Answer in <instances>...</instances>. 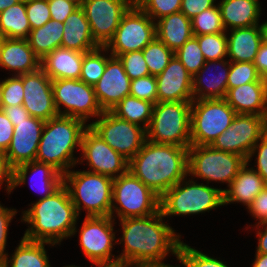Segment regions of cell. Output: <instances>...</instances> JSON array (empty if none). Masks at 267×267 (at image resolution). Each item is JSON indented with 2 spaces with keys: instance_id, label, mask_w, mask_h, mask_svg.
<instances>
[{
  "instance_id": "56",
  "label": "cell",
  "mask_w": 267,
  "mask_h": 267,
  "mask_svg": "<svg viewBox=\"0 0 267 267\" xmlns=\"http://www.w3.org/2000/svg\"><path fill=\"white\" fill-rule=\"evenodd\" d=\"M1 110L6 114L11 122H21L31 116L23 105L2 106Z\"/></svg>"
},
{
  "instance_id": "14",
  "label": "cell",
  "mask_w": 267,
  "mask_h": 267,
  "mask_svg": "<svg viewBox=\"0 0 267 267\" xmlns=\"http://www.w3.org/2000/svg\"><path fill=\"white\" fill-rule=\"evenodd\" d=\"M112 149L130 161L146 141V130L104 111L96 121L87 124Z\"/></svg>"
},
{
  "instance_id": "37",
  "label": "cell",
  "mask_w": 267,
  "mask_h": 267,
  "mask_svg": "<svg viewBox=\"0 0 267 267\" xmlns=\"http://www.w3.org/2000/svg\"><path fill=\"white\" fill-rule=\"evenodd\" d=\"M145 62L150 75H159L169 64L174 56V51L169 49L163 42L155 38L146 45L143 50Z\"/></svg>"
},
{
  "instance_id": "19",
  "label": "cell",
  "mask_w": 267,
  "mask_h": 267,
  "mask_svg": "<svg viewBox=\"0 0 267 267\" xmlns=\"http://www.w3.org/2000/svg\"><path fill=\"white\" fill-rule=\"evenodd\" d=\"M13 136L5 152L9 166L15 167L35 161L45 121L30 116L21 122H12Z\"/></svg>"
},
{
  "instance_id": "50",
  "label": "cell",
  "mask_w": 267,
  "mask_h": 267,
  "mask_svg": "<svg viewBox=\"0 0 267 267\" xmlns=\"http://www.w3.org/2000/svg\"><path fill=\"white\" fill-rule=\"evenodd\" d=\"M51 19L64 23L66 18L79 8L76 3L66 0H48Z\"/></svg>"
},
{
  "instance_id": "66",
  "label": "cell",
  "mask_w": 267,
  "mask_h": 267,
  "mask_svg": "<svg viewBox=\"0 0 267 267\" xmlns=\"http://www.w3.org/2000/svg\"><path fill=\"white\" fill-rule=\"evenodd\" d=\"M5 39V37H4V35H3V33H2V31H1V29H0V46H1V44H2V41Z\"/></svg>"
},
{
  "instance_id": "5",
  "label": "cell",
  "mask_w": 267,
  "mask_h": 267,
  "mask_svg": "<svg viewBox=\"0 0 267 267\" xmlns=\"http://www.w3.org/2000/svg\"><path fill=\"white\" fill-rule=\"evenodd\" d=\"M63 184L78 216L82 209L86 210L87 217L111 215L113 178L85 170H69L63 175Z\"/></svg>"
},
{
  "instance_id": "12",
  "label": "cell",
  "mask_w": 267,
  "mask_h": 267,
  "mask_svg": "<svg viewBox=\"0 0 267 267\" xmlns=\"http://www.w3.org/2000/svg\"><path fill=\"white\" fill-rule=\"evenodd\" d=\"M54 103L58 115L82 120L99 117L104 111L99 105L94 87L79 79L52 80ZM61 106H63V111Z\"/></svg>"
},
{
  "instance_id": "23",
  "label": "cell",
  "mask_w": 267,
  "mask_h": 267,
  "mask_svg": "<svg viewBox=\"0 0 267 267\" xmlns=\"http://www.w3.org/2000/svg\"><path fill=\"white\" fill-rule=\"evenodd\" d=\"M224 99L236 114L267 116V81L260 78L258 81L227 89Z\"/></svg>"
},
{
  "instance_id": "26",
  "label": "cell",
  "mask_w": 267,
  "mask_h": 267,
  "mask_svg": "<svg viewBox=\"0 0 267 267\" xmlns=\"http://www.w3.org/2000/svg\"><path fill=\"white\" fill-rule=\"evenodd\" d=\"M245 163L227 189H223L224 205L230 203H243L249 206L253 199L267 186L263 178Z\"/></svg>"
},
{
  "instance_id": "13",
  "label": "cell",
  "mask_w": 267,
  "mask_h": 267,
  "mask_svg": "<svg viewBox=\"0 0 267 267\" xmlns=\"http://www.w3.org/2000/svg\"><path fill=\"white\" fill-rule=\"evenodd\" d=\"M156 38V24L136 3L123 15L114 37L105 46L118 57L127 52L143 50Z\"/></svg>"
},
{
  "instance_id": "34",
  "label": "cell",
  "mask_w": 267,
  "mask_h": 267,
  "mask_svg": "<svg viewBox=\"0 0 267 267\" xmlns=\"http://www.w3.org/2000/svg\"><path fill=\"white\" fill-rule=\"evenodd\" d=\"M0 29L5 38L27 39L31 26L26 14V0L0 12Z\"/></svg>"
},
{
  "instance_id": "55",
  "label": "cell",
  "mask_w": 267,
  "mask_h": 267,
  "mask_svg": "<svg viewBox=\"0 0 267 267\" xmlns=\"http://www.w3.org/2000/svg\"><path fill=\"white\" fill-rule=\"evenodd\" d=\"M256 69L263 80L267 81V45L261 43L257 55L253 61Z\"/></svg>"
},
{
  "instance_id": "44",
  "label": "cell",
  "mask_w": 267,
  "mask_h": 267,
  "mask_svg": "<svg viewBox=\"0 0 267 267\" xmlns=\"http://www.w3.org/2000/svg\"><path fill=\"white\" fill-rule=\"evenodd\" d=\"M22 75H12L2 80V106H16L23 104Z\"/></svg>"
},
{
  "instance_id": "18",
  "label": "cell",
  "mask_w": 267,
  "mask_h": 267,
  "mask_svg": "<svg viewBox=\"0 0 267 267\" xmlns=\"http://www.w3.org/2000/svg\"><path fill=\"white\" fill-rule=\"evenodd\" d=\"M23 106L28 113L43 121L58 115L52 91V80L40 67L38 70L22 74Z\"/></svg>"
},
{
  "instance_id": "65",
  "label": "cell",
  "mask_w": 267,
  "mask_h": 267,
  "mask_svg": "<svg viewBox=\"0 0 267 267\" xmlns=\"http://www.w3.org/2000/svg\"><path fill=\"white\" fill-rule=\"evenodd\" d=\"M1 94H2V81H0V110L2 109V98H1Z\"/></svg>"
},
{
  "instance_id": "32",
  "label": "cell",
  "mask_w": 267,
  "mask_h": 267,
  "mask_svg": "<svg viewBox=\"0 0 267 267\" xmlns=\"http://www.w3.org/2000/svg\"><path fill=\"white\" fill-rule=\"evenodd\" d=\"M46 244L55 245L49 242L29 241L22 237L12 256L7 255L5 258L8 267H52L45 249Z\"/></svg>"
},
{
  "instance_id": "68",
  "label": "cell",
  "mask_w": 267,
  "mask_h": 267,
  "mask_svg": "<svg viewBox=\"0 0 267 267\" xmlns=\"http://www.w3.org/2000/svg\"><path fill=\"white\" fill-rule=\"evenodd\" d=\"M265 134H267V118H266V133Z\"/></svg>"
},
{
  "instance_id": "28",
  "label": "cell",
  "mask_w": 267,
  "mask_h": 267,
  "mask_svg": "<svg viewBox=\"0 0 267 267\" xmlns=\"http://www.w3.org/2000/svg\"><path fill=\"white\" fill-rule=\"evenodd\" d=\"M85 53L63 47L56 48L41 59V68L51 80L79 79Z\"/></svg>"
},
{
  "instance_id": "6",
  "label": "cell",
  "mask_w": 267,
  "mask_h": 267,
  "mask_svg": "<svg viewBox=\"0 0 267 267\" xmlns=\"http://www.w3.org/2000/svg\"><path fill=\"white\" fill-rule=\"evenodd\" d=\"M191 178L182 179L160 197V211L164 217L190 216L224 206L223 189L196 183Z\"/></svg>"
},
{
  "instance_id": "3",
  "label": "cell",
  "mask_w": 267,
  "mask_h": 267,
  "mask_svg": "<svg viewBox=\"0 0 267 267\" xmlns=\"http://www.w3.org/2000/svg\"><path fill=\"white\" fill-rule=\"evenodd\" d=\"M128 170L158 196L188 176V148L146 139Z\"/></svg>"
},
{
  "instance_id": "8",
  "label": "cell",
  "mask_w": 267,
  "mask_h": 267,
  "mask_svg": "<svg viewBox=\"0 0 267 267\" xmlns=\"http://www.w3.org/2000/svg\"><path fill=\"white\" fill-rule=\"evenodd\" d=\"M160 211V196L129 170L113 179L111 217H147ZM114 212L115 215L114 216ZM114 216V217H113Z\"/></svg>"
},
{
  "instance_id": "40",
  "label": "cell",
  "mask_w": 267,
  "mask_h": 267,
  "mask_svg": "<svg viewBox=\"0 0 267 267\" xmlns=\"http://www.w3.org/2000/svg\"><path fill=\"white\" fill-rule=\"evenodd\" d=\"M206 61H215L227 57L226 32L195 36Z\"/></svg>"
},
{
  "instance_id": "9",
  "label": "cell",
  "mask_w": 267,
  "mask_h": 267,
  "mask_svg": "<svg viewBox=\"0 0 267 267\" xmlns=\"http://www.w3.org/2000/svg\"><path fill=\"white\" fill-rule=\"evenodd\" d=\"M247 159L243 156L214 149L211 145H191L188 148V176L227 183L229 186Z\"/></svg>"
},
{
  "instance_id": "17",
  "label": "cell",
  "mask_w": 267,
  "mask_h": 267,
  "mask_svg": "<svg viewBox=\"0 0 267 267\" xmlns=\"http://www.w3.org/2000/svg\"><path fill=\"white\" fill-rule=\"evenodd\" d=\"M133 0H84L82 8L89 22L93 39L106 46L114 37L123 15L134 4Z\"/></svg>"
},
{
  "instance_id": "47",
  "label": "cell",
  "mask_w": 267,
  "mask_h": 267,
  "mask_svg": "<svg viewBox=\"0 0 267 267\" xmlns=\"http://www.w3.org/2000/svg\"><path fill=\"white\" fill-rule=\"evenodd\" d=\"M26 14L31 29L43 26L51 20L48 0H26Z\"/></svg>"
},
{
  "instance_id": "29",
  "label": "cell",
  "mask_w": 267,
  "mask_h": 267,
  "mask_svg": "<svg viewBox=\"0 0 267 267\" xmlns=\"http://www.w3.org/2000/svg\"><path fill=\"white\" fill-rule=\"evenodd\" d=\"M63 29V48L89 52L100 46L93 39L89 22L81 6L66 18Z\"/></svg>"
},
{
  "instance_id": "30",
  "label": "cell",
  "mask_w": 267,
  "mask_h": 267,
  "mask_svg": "<svg viewBox=\"0 0 267 267\" xmlns=\"http://www.w3.org/2000/svg\"><path fill=\"white\" fill-rule=\"evenodd\" d=\"M218 6L226 32L259 25L262 14L259 0H221Z\"/></svg>"
},
{
  "instance_id": "20",
  "label": "cell",
  "mask_w": 267,
  "mask_h": 267,
  "mask_svg": "<svg viewBox=\"0 0 267 267\" xmlns=\"http://www.w3.org/2000/svg\"><path fill=\"white\" fill-rule=\"evenodd\" d=\"M106 68L93 86L103 111H111L124 97L130 95L131 79L126 74L119 57L108 55Z\"/></svg>"
},
{
  "instance_id": "39",
  "label": "cell",
  "mask_w": 267,
  "mask_h": 267,
  "mask_svg": "<svg viewBox=\"0 0 267 267\" xmlns=\"http://www.w3.org/2000/svg\"><path fill=\"white\" fill-rule=\"evenodd\" d=\"M174 55L192 76H194L206 62L199 47L198 39L195 36L187 40L177 49Z\"/></svg>"
},
{
  "instance_id": "42",
  "label": "cell",
  "mask_w": 267,
  "mask_h": 267,
  "mask_svg": "<svg viewBox=\"0 0 267 267\" xmlns=\"http://www.w3.org/2000/svg\"><path fill=\"white\" fill-rule=\"evenodd\" d=\"M261 78L256 66L251 62H230L228 74V89L238 87L242 84L258 81Z\"/></svg>"
},
{
  "instance_id": "67",
  "label": "cell",
  "mask_w": 267,
  "mask_h": 267,
  "mask_svg": "<svg viewBox=\"0 0 267 267\" xmlns=\"http://www.w3.org/2000/svg\"><path fill=\"white\" fill-rule=\"evenodd\" d=\"M63 267H81V266L67 265V266H63Z\"/></svg>"
},
{
  "instance_id": "63",
  "label": "cell",
  "mask_w": 267,
  "mask_h": 267,
  "mask_svg": "<svg viewBox=\"0 0 267 267\" xmlns=\"http://www.w3.org/2000/svg\"><path fill=\"white\" fill-rule=\"evenodd\" d=\"M0 267H8L7 259H0Z\"/></svg>"
},
{
  "instance_id": "33",
  "label": "cell",
  "mask_w": 267,
  "mask_h": 267,
  "mask_svg": "<svg viewBox=\"0 0 267 267\" xmlns=\"http://www.w3.org/2000/svg\"><path fill=\"white\" fill-rule=\"evenodd\" d=\"M64 23L49 20L43 26L31 29L27 37L34 53L43 59L48 53L61 47Z\"/></svg>"
},
{
  "instance_id": "4",
  "label": "cell",
  "mask_w": 267,
  "mask_h": 267,
  "mask_svg": "<svg viewBox=\"0 0 267 267\" xmlns=\"http://www.w3.org/2000/svg\"><path fill=\"white\" fill-rule=\"evenodd\" d=\"M88 127L82 120L57 115L45 122L35 161L52 165L62 175L76 166L84 130Z\"/></svg>"
},
{
  "instance_id": "64",
  "label": "cell",
  "mask_w": 267,
  "mask_h": 267,
  "mask_svg": "<svg viewBox=\"0 0 267 267\" xmlns=\"http://www.w3.org/2000/svg\"><path fill=\"white\" fill-rule=\"evenodd\" d=\"M66 1L76 3L80 7L82 6L84 0H66Z\"/></svg>"
},
{
  "instance_id": "48",
  "label": "cell",
  "mask_w": 267,
  "mask_h": 267,
  "mask_svg": "<svg viewBox=\"0 0 267 267\" xmlns=\"http://www.w3.org/2000/svg\"><path fill=\"white\" fill-rule=\"evenodd\" d=\"M257 153V154H256ZM256 154V155H255ZM253 156H256V169L252 167L267 183V134H265L252 148L247 163Z\"/></svg>"
},
{
  "instance_id": "27",
  "label": "cell",
  "mask_w": 267,
  "mask_h": 267,
  "mask_svg": "<svg viewBox=\"0 0 267 267\" xmlns=\"http://www.w3.org/2000/svg\"><path fill=\"white\" fill-rule=\"evenodd\" d=\"M227 34V58L230 62L253 63L262 43L259 25L230 29ZM229 35V36H228Z\"/></svg>"
},
{
  "instance_id": "16",
  "label": "cell",
  "mask_w": 267,
  "mask_h": 267,
  "mask_svg": "<svg viewBox=\"0 0 267 267\" xmlns=\"http://www.w3.org/2000/svg\"><path fill=\"white\" fill-rule=\"evenodd\" d=\"M80 151L82 157L80 155L77 163L82 164L86 160L91 168L89 172L114 179L128 171L129 161L112 149L89 126L82 134Z\"/></svg>"
},
{
  "instance_id": "22",
  "label": "cell",
  "mask_w": 267,
  "mask_h": 267,
  "mask_svg": "<svg viewBox=\"0 0 267 267\" xmlns=\"http://www.w3.org/2000/svg\"><path fill=\"white\" fill-rule=\"evenodd\" d=\"M210 67L214 70V74L209 73L213 72ZM229 70L230 61L228 59L206 61L204 66L192 77L193 99L225 98Z\"/></svg>"
},
{
  "instance_id": "38",
  "label": "cell",
  "mask_w": 267,
  "mask_h": 267,
  "mask_svg": "<svg viewBox=\"0 0 267 267\" xmlns=\"http://www.w3.org/2000/svg\"><path fill=\"white\" fill-rule=\"evenodd\" d=\"M194 36L226 32L218 4L191 19Z\"/></svg>"
},
{
  "instance_id": "2",
  "label": "cell",
  "mask_w": 267,
  "mask_h": 267,
  "mask_svg": "<svg viewBox=\"0 0 267 267\" xmlns=\"http://www.w3.org/2000/svg\"><path fill=\"white\" fill-rule=\"evenodd\" d=\"M29 206L31 207L22 211L21 222L30 224L24 233V239L60 245L63 239L78 232L76 226L80 216L65 184L50 196Z\"/></svg>"
},
{
  "instance_id": "1",
  "label": "cell",
  "mask_w": 267,
  "mask_h": 267,
  "mask_svg": "<svg viewBox=\"0 0 267 267\" xmlns=\"http://www.w3.org/2000/svg\"><path fill=\"white\" fill-rule=\"evenodd\" d=\"M163 219L159 211L120 220L122 237L117 243L124 244V249L118 255V264H161L170 252L177 257L181 236Z\"/></svg>"
},
{
  "instance_id": "59",
  "label": "cell",
  "mask_w": 267,
  "mask_h": 267,
  "mask_svg": "<svg viewBox=\"0 0 267 267\" xmlns=\"http://www.w3.org/2000/svg\"><path fill=\"white\" fill-rule=\"evenodd\" d=\"M22 0H0V12L11 7Z\"/></svg>"
},
{
  "instance_id": "24",
  "label": "cell",
  "mask_w": 267,
  "mask_h": 267,
  "mask_svg": "<svg viewBox=\"0 0 267 267\" xmlns=\"http://www.w3.org/2000/svg\"><path fill=\"white\" fill-rule=\"evenodd\" d=\"M28 173L33 174V179H35L34 177L39 178H36L39 182L38 183L36 181L39 184L37 186L33 183L35 180L32 179V176L30 179L31 187L39 194H43V196H41L39 199H44L50 196L63 184V175L52 165L40 163L37 161H31L21 164L13 169L11 192H13V189H15L17 186L27 183ZM35 186H40V188L36 189Z\"/></svg>"
},
{
  "instance_id": "52",
  "label": "cell",
  "mask_w": 267,
  "mask_h": 267,
  "mask_svg": "<svg viewBox=\"0 0 267 267\" xmlns=\"http://www.w3.org/2000/svg\"><path fill=\"white\" fill-rule=\"evenodd\" d=\"M216 0H182L180 11L189 19L199 15L205 9L214 7Z\"/></svg>"
},
{
  "instance_id": "46",
  "label": "cell",
  "mask_w": 267,
  "mask_h": 267,
  "mask_svg": "<svg viewBox=\"0 0 267 267\" xmlns=\"http://www.w3.org/2000/svg\"><path fill=\"white\" fill-rule=\"evenodd\" d=\"M130 95L155 105L157 103L156 76L148 75L131 80Z\"/></svg>"
},
{
  "instance_id": "41",
  "label": "cell",
  "mask_w": 267,
  "mask_h": 267,
  "mask_svg": "<svg viewBox=\"0 0 267 267\" xmlns=\"http://www.w3.org/2000/svg\"><path fill=\"white\" fill-rule=\"evenodd\" d=\"M177 257L187 267H229L222 260L220 261L217 258L208 256L183 241L180 244Z\"/></svg>"
},
{
  "instance_id": "36",
  "label": "cell",
  "mask_w": 267,
  "mask_h": 267,
  "mask_svg": "<svg viewBox=\"0 0 267 267\" xmlns=\"http://www.w3.org/2000/svg\"><path fill=\"white\" fill-rule=\"evenodd\" d=\"M104 52L109 53L105 46H99L84 54L79 80L90 86H94L99 81L106 68L107 59L109 58L106 56L107 53L104 54Z\"/></svg>"
},
{
  "instance_id": "43",
  "label": "cell",
  "mask_w": 267,
  "mask_h": 267,
  "mask_svg": "<svg viewBox=\"0 0 267 267\" xmlns=\"http://www.w3.org/2000/svg\"><path fill=\"white\" fill-rule=\"evenodd\" d=\"M182 0H136L135 3L153 20L180 12Z\"/></svg>"
},
{
  "instance_id": "49",
  "label": "cell",
  "mask_w": 267,
  "mask_h": 267,
  "mask_svg": "<svg viewBox=\"0 0 267 267\" xmlns=\"http://www.w3.org/2000/svg\"><path fill=\"white\" fill-rule=\"evenodd\" d=\"M16 214V209L2 206L0 203V259H5L8 255V252L6 253L5 251L8 236V226Z\"/></svg>"
},
{
  "instance_id": "7",
  "label": "cell",
  "mask_w": 267,
  "mask_h": 267,
  "mask_svg": "<svg viewBox=\"0 0 267 267\" xmlns=\"http://www.w3.org/2000/svg\"><path fill=\"white\" fill-rule=\"evenodd\" d=\"M192 101L157 102L146 130V139L158 144L191 146Z\"/></svg>"
},
{
  "instance_id": "54",
  "label": "cell",
  "mask_w": 267,
  "mask_h": 267,
  "mask_svg": "<svg viewBox=\"0 0 267 267\" xmlns=\"http://www.w3.org/2000/svg\"><path fill=\"white\" fill-rule=\"evenodd\" d=\"M12 175L13 169L9 166L4 152L0 151V188L5 181L6 191L11 194L12 191Z\"/></svg>"
},
{
  "instance_id": "57",
  "label": "cell",
  "mask_w": 267,
  "mask_h": 267,
  "mask_svg": "<svg viewBox=\"0 0 267 267\" xmlns=\"http://www.w3.org/2000/svg\"><path fill=\"white\" fill-rule=\"evenodd\" d=\"M255 227L257 230L256 235L258 237V246L255 253L267 254V223L255 225Z\"/></svg>"
},
{
  "instance_id": "45",
  "label": "cell",
  "mask_w": 267,
  "mask_h": 267,
  "mask_svg": "<svg viewBox=\"0 0 267 267\" xmlns=\"http://www.w3.org/2000/svg\"><path fill=\"white\" fill-rule=\"evenodd\" d=\"M118 57L131 80L150 75L142 50L120 54Z\"/></svg>"
},
{
  "instance_id": "35",
  "label": "cell",
  "mask_w": 267,
  "mask_h": 267,
  "mask_svg": "<svg viewBox=\"0 0 267 267\" xmlns=\"http://www.w3.org/2000/svg\"><path fill=\"white\" fill-rule=\"evenodd\" d=\"M153 106L154 104L149 101L128 95L110 112L122 120L129 121L147 130L152 118Z\"/></svg>"
},
{
  "instance_id": "15",
  "label": "cell",
  "mask_w": 267,
  "mask_h": 267,
  "mask_svg": "<svg viewBox=\"0 0 267 267\" xmlns=\"http://www.w3.org/2000/svg\"><path fill=\"white\" fill-rule=\"evenodd\" d=\"M267 116L236 114L229 126L211 144L214 149L248 158L253 146L266 133Z\"/></svg>"
},
{
  "instance_id": "10",
  "label": "cell",
  "mask_w": 267,
  "mask_h": 267,
  "mask_svg": "<svg viewBox=\"0 0 267 267\" xmlns=\"http://www.w3.org/2000/svg\"><path fill=\"white\" fill-rule=\"evenodd\" d=\"M235 110L224 98L193 100L191 145H211L232 124Z\"/></svg>"
},
{
  "instance_id": "53",
  "label": "cell",
  "mask_w": 267,
  "mask_h": 267,
  "mask_svg": "<svg viewBox=\"0 0 267 267\" xmlns=\"http://www.w3.org/2000/svg\"><path fill=\"white\" fill-rule=\"evenodd\" d=\"M13 129L14 126L11 120L2 110H0V151L4 153L6 152L11 143Z\"/></svg>"
},
{
  "instance_id": "11",
  "label": "cell",
  "mask_w": 267,
  "mask_h": 267,
  "mask_svg": "<svg viewBox=\"0 0 267 267\" xmlns=\"http://www.w3.org/2000/svg\"><path fill=\"white\" fill-rule=\"evenodd\" d=\"M114 221L111 216H85L82 223L79 244L83 254L95 267L118 265V256L112 254L113 245L117 244Z\"/></svg>"
},
{
  "instance_id": "51",
  "label": "cell",
  "mask_w": 267,
  "mask_h": 267,
  "mask_svg": "<svg viewBox=\"0 0 267 267\" xmlns=\"http://www.w3.org/2000/svg\"><path fill=\"white\" fill-rule=\"evenodd\" d=\"M249 213L256 220V225L267 223V186L247 206Z\"/></svg>"
},
{
  "instance_id": "61",
  "label": "cell",
  "mask_w": 267,
  "mask_h": 267,
  "mask_svg": "<svg viewBox=\"0 0 267 267\" xmlns=\"http://www.w3.org/2000/svg\"><path fill=\"white\" fill-rule=\"evenodd\" d=\"M262 34V43L267 45V21L259 25Z\"/></svg>"
},
{
  "instance_id": "60",
  "label": "cell",
  "mask_w": 267,
  "mask_h": 267,
  "mask_svg": "<svg viewBox=\"0 0 267 267\" xmlns=\"http://www.w3.org/2000/svg\"><path fill=\"white\" fill-rule=\"evenodd\" d=\"M119 267H162L161 264H119Z\"/></svg>"
},
{
  "instance_id": "31",
  "label": "cell",
  "mask_w": 267,
  "mask_h": 267,
  "mask_svg": "<svg viewBox=\"0 0 267 267\" xmlns=\"http://www.w3.org/2000/svg\"><path fill=\"white\" fill-rule=\"evenodd\" d=\"M155 24L156 38L174 52L194 36L191 19L181 11L166 15Z\"/></svg>"
},
{
  "instance_id": "21",
  "label": "cell",
  "mask_w": 267,
  "mask_h": 267,
  "mask_svg": "<svg viewBox=\"0 0 267 267\" xmlns=\"http://www.w3.org/2000/svg\"><path fill=\"white\" fill-rule=\"evenodd\" d=\"M192 77L174 55L168 66L156 76L157 102L193 101Z\"/></svg>"
},
{
  "instance_id": "58",
  "label": "cell",
  "mask_w": 267,
  "mask_h": 267,
  "mask_svg": "<svg viewBox=\"0 0 267 267\" xmlns=\"http://www.w3.org/2000/svg\"><path fill=\"white\" fill-rule=\"evenodd\" d=\"M252 267H267V254L256 253Z\"/></svg>"
},
{
  "instance_id": "25",
  "label": "cell",
  "mask_w": 267,
  "mask_h": 267,
  "mask_svg": "<svg viewBox=\"0 0 267 267\" xmlns=\"http://www.w3.org/2000/svg\"><path fill=\"white\" fill-rule=\"evenodd\" d=\"M0 67L14 75L34 72L41 67V59L29 46L27 39L5 38L0 46Z\"/></svg>"
},
{
  "instance_id": "62",
  "label": "cell",
  "mask_w": 267,
  "mask_h": 267,
  "mask_svg": "<svg viewBox=\"0 0 267 267\" xmlns=\"http://www.w3.org/2000/svg\"><path fill=\"white\" fill-rule=\"evenodd\" d=\"M178 262H180L184 267H187L178 257H176ZM162 267H180V265L174 266V265H170V264H166V263H162Z\"/></svg>"
}]
</instances>
